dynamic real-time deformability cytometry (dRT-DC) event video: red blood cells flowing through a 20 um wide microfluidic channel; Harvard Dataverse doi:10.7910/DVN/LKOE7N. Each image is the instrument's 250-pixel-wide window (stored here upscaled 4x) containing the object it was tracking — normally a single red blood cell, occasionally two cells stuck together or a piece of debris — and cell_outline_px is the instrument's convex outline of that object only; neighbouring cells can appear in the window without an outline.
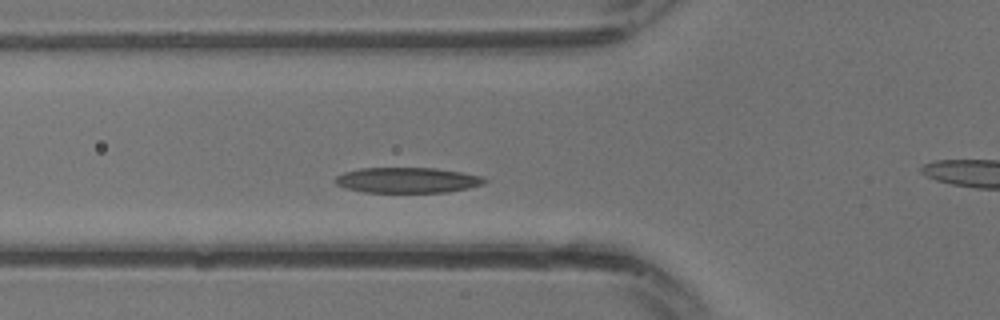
{"species": "common noctule bat (a hibernating species)", "species_latin": "Nyctalus noctula", "temperature_condition": "warm", "stored_images_in_passage": 19, "segment_of_instrument_passage": [1, 2], "camera_frame_rate_fps": 3000, "um_per_image_px": 0.085, "animal": {"sex": "male", "body_mass_g": 13.3}, "frame": {"image": 1, "passage_image": 8, "time_ms": 2.333, "image_size_px": [1000, 320], "cell_outline_px": [[488, 180], [484, 184], [468, 188], [448, 192], [364, 192], [344, 188], [336, 184], [332, 180], [336, 176], [344, 172], [360, 168], [436, 168], [484, 176]], "centroid_in_image_um": [34.62, 15.31], "position_along_channel_um": 91.2, "area_um2": 22.31}}
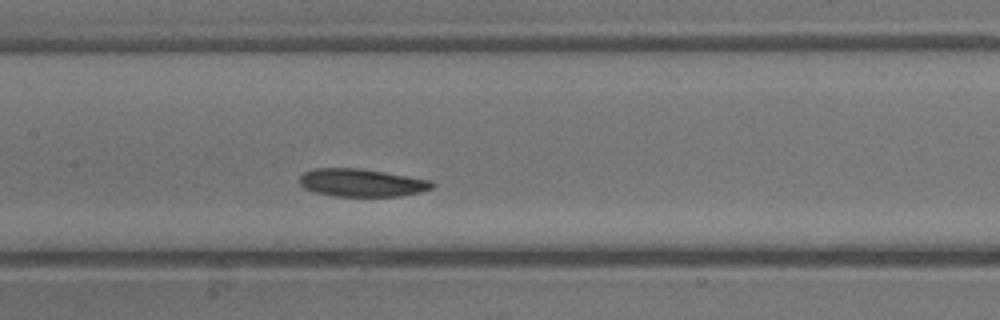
{"frame": {"image": 2, "passage_image": 12, "time_ms": 3.667, "image_size_px": [1000, 320], "cell_outline_px": [[436, 184], [432, 188], [420, 192], [400, 196], [332, 196], [312, 192], [304, 188], [300, 184], [300, 176], [304, 172], [316, 168], [360, 168], [432, 180]], "centroid_in_image_um": [30.74, 15.53], "position_along_channel_um": 176.7, "area_um2": 21.62}}
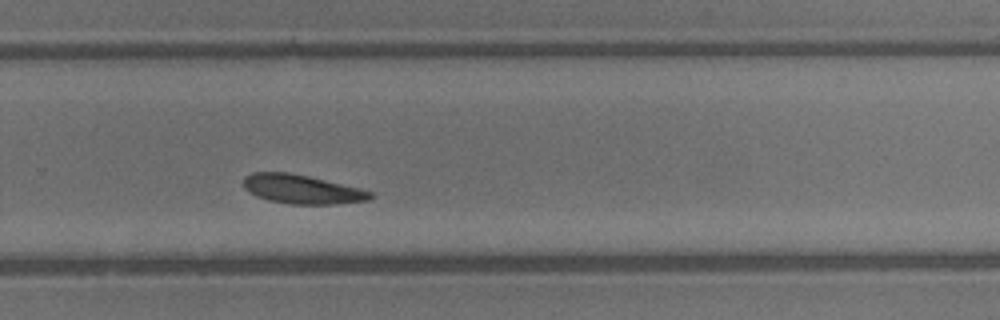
{"frame": {"image": 3, "passage_image": 18, "time_ms": 5.667, "image_size_px": [1000, 320], "cell_outline_px": [[376, 196], [372, 200], [336, 204], [288, 204], [268, 200], [256, 196], [248, 192], [244, 188], [244, 176], [252, 172], [288, 172], [308, 176], [360, 188], [372, 192]], "centroid_in_image_um": [25.68, 16.09], "position_along_channel_um": 304.1, "area_um2": 21.68}}